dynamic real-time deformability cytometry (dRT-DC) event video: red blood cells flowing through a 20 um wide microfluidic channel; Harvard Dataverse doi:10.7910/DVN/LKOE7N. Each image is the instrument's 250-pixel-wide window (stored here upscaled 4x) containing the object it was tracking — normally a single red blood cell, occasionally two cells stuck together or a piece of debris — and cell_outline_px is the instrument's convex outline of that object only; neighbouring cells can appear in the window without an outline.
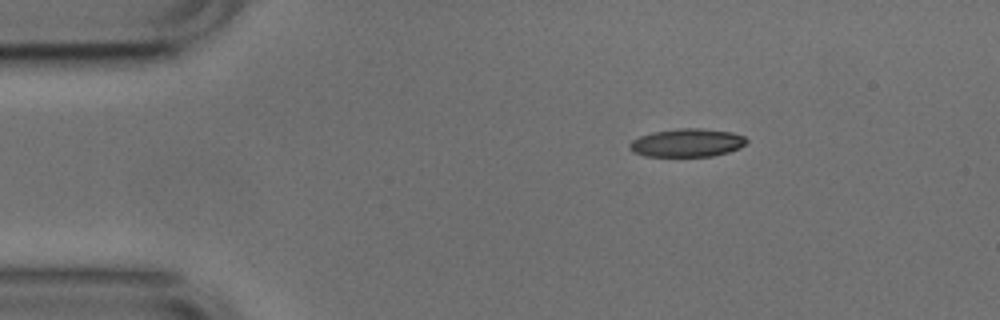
{"species": "common noctule bat (a hibernating species)", "species_latin": "Nyctalus noctula", "temperature_condition": "cold", "stored_images_in_passage": 45, "camera_frame_rate_fps": 3000, "um_per_image_px": 0.085, "animal": {"sex": "male", "body_mass_g": 17.9, "forearm_length_mm": 54.2}, "frame": {"image": 1, "passage_image": 1, "time_ms": 0.0, "image_size_px": [1000, 320], "cell_outline_px": [[748, 140], [740, 148], [728, 152], [712, 156], [644, 156], [632, 152], [628, 148], [628, 144], [632, 140], [640, 136], [652, 132], [680, 128], [700, 128], [732, 132], [744, 136]], "centroid_in_image_um": [58.37, 12.14], "position_along_channel_um": 26.6, "area_um2": 19.31}}
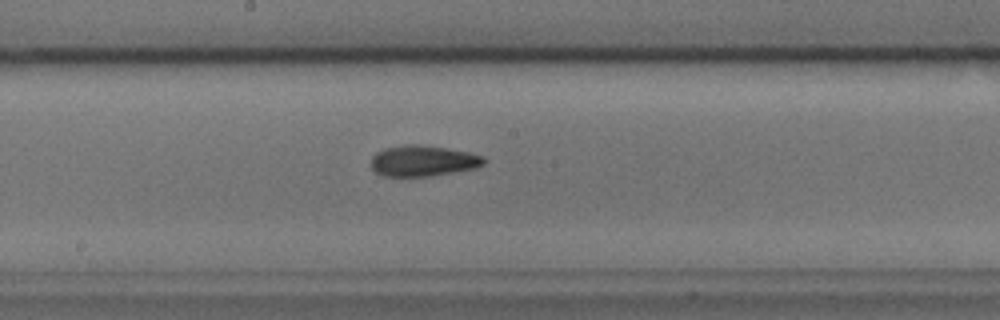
{"frame": {"image": 2, "passage_image": 20, "time_ms": 6.333, "image_size_px": [1000, 320], "cell_outline_px": [[488, 160], [484, 164], [476, 168], [432, 176], [380, 176], [372, 168], [372, 156], [376, 152], [384, 148], [408, 144], [416, 144], [444, 148], [468, 152], [484, 156]], "centroid_in_image_um": [35.97, 13.68], "position_along_channel_um": 212.2, "area_um2": 20.35}}
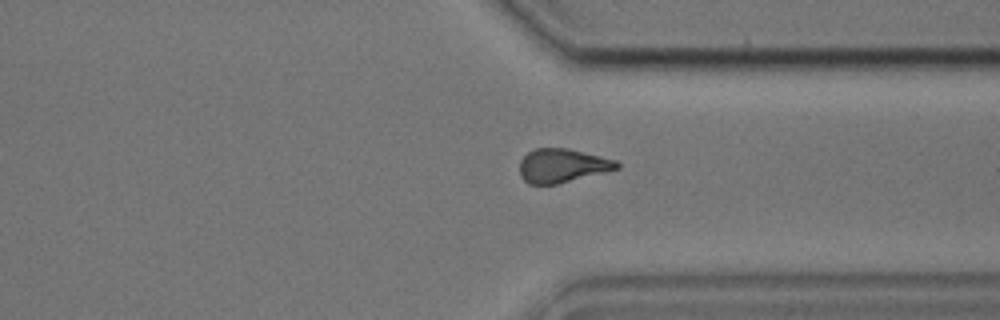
{"frame": {"image": 3, "passage_image": 32, "time_ms": 10.333, "image_size_px": [1000, 320], "cell_outline_px": [[620, 168], [556, 184], [528, 184], [520, 176], [520, 160], [528, 152], [536, 148], [568, 148], [616, 160], [620, 164]], "centroid_in_image_um": [47.78, 14.07], "position_along_channel_um": 363.6, "area_um2": 19.02}, "authors_computed_cell_mechanics": {"area_um2": 19.5942, "velocity_mm_per_s": 3.7932, "shape_relaxation_time_tau1_ms": null, "shape_relaxation_time_tau2_ms": 4.5141, "deformation_change_tau1": null, "deformation_change_tau2": 0.1356}}